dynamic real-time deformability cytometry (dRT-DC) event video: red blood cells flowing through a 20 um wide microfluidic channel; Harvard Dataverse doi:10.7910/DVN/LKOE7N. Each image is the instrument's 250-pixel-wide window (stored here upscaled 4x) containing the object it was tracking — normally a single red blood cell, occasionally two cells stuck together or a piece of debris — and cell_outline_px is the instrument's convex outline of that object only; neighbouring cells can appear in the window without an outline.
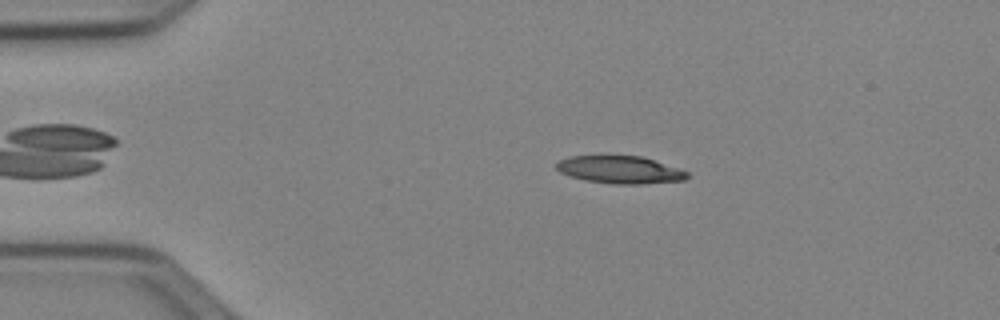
{"species": "Egyptian fruit bat (a non-hibernating species)", "species_latin": "Rousettus aegyptiacus", "temperature_condition": "cold", "stored_images_in_passage": 44, "camera_frame_rate_fps": 3000, "um_per_image_px": 0.085, "animal": {"sex": "female"}, "frame": {"image": 1, "passage_image": 3, "time_ms": 0.667, "image_size_px": [1000, 320], "cell_outline_px": [[688, 176], [684, 180], [644, 184], [612, 184], [584, 180], [560, 172], [556, 168], [556, 164], [560, 160], [568, 156], [604, 152], [640, 156], [688, 172]], "centroid_in_image_um": [52.6, 14.38], "position_along_channel_um": 32.4, "area_um2": 21.73}}
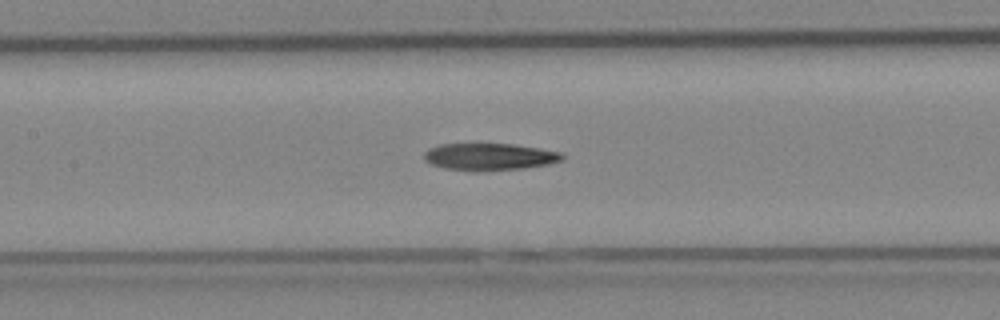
{"frame": {"image": 2, "passage_image": 17, "time_ms": 5.333, "image_size_px": [1000, 320], "cell_outline_px": [[564, 160], [548, 164], [520, 168], [444, 168], [432, 164], [424, 160], [424, 152], [428, 148], [440, 144], [516, 144], [540, 148], [560, 152], [564, 156]], "centroid_in_image_um": [41.63, 13.27], "position_along_channel_um": 165.8, "area_um2": 20.81}}
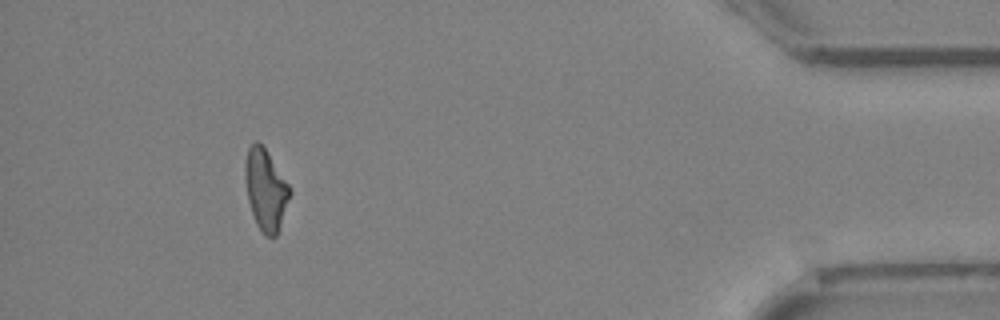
{"frame": {"image": 3, "passage_image": 40, "time_ms": 13.0, "image_size_px": [1000, 320], "cell_outline_px": [[292, 192], [276, 236], [264, 236], [256, 224], [248, 200], [244, 176], [244, 164], [248, 148], [256, 140], [264, 148], [288, 184]], "centroid_in_image_um": [22.56, 16.14], "position_along_channel_um": 412.6, "area_um2": 20.81}}